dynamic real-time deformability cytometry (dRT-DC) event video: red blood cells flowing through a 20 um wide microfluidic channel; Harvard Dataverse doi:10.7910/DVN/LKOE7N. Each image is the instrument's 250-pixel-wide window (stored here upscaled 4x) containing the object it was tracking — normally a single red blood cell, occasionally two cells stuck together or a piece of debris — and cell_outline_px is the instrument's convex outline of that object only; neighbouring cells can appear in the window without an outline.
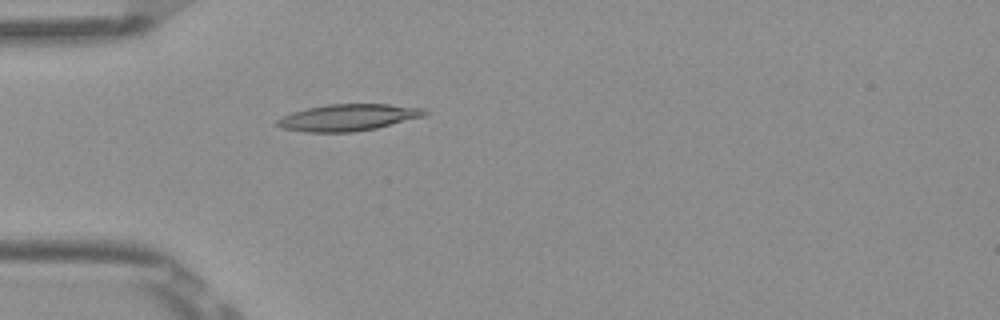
{"species": "Egyptian fruit bat (a non-hibernating species)", "species_latin": "Rousettus aegyptiacus", "temperature_condition": "room temperature", "stored_images_in_passage": 4, "camera_frame_rate_fps": 3000, "um_per_image_px": 0.085, "frame": {"image": 1, "passage_image": 4, "time_ms": 1.0, "image_size_px": [1000, 320], "cell_outline_px": [[428, 112], [424, 116], [376, 128], [352, 132], [308, 132], [280, 128], [276, 124], [276, 120], [292, 112], [308, 108], [328, 104], [388, 104], [424, 108]], "centroid_in_image_um": [29.58, 9.98], "position_along_channel_um": 55.4, "area_um2": 22.77}}